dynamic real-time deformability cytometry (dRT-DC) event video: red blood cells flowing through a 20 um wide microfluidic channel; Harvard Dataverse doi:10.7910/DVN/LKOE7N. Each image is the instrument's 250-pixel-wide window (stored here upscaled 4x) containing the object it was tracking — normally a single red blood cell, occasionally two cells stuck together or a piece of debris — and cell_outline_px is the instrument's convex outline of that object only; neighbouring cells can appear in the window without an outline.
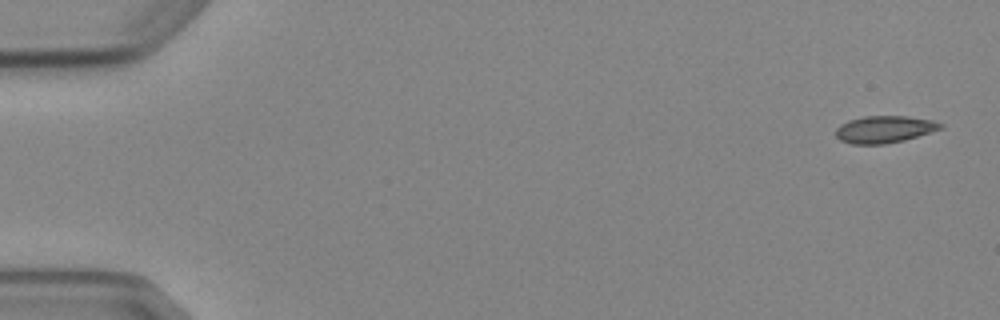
{"species": "Egyptian fruit bat (a non-hibernating species)", "species_latin": "Rousettus aegyptiacus", "temperature_condition": "cold", "stored_images_in_passage": 4, "camera_frame_rate_fps": 3000, "um_per_image_px": 0.085, "animal": {"sex": "female"}, "frame": {"image": 1, "passage_image": 1, "time_ms": 0.0, "image_size_px": [1000, 320], "cell_outline_px": [[944, 128], [904, 140], [884, 144], [852, 144], [840, 140], [836, 136], [836, 128], [840, 124], [848, 120], [864, 116], [908, 116], [932, 120], [944, 124]], "centroid_in_image_um": [75.18, 10.99], "position_along_channel_um": 9.8, "area_um2": 16.59}}
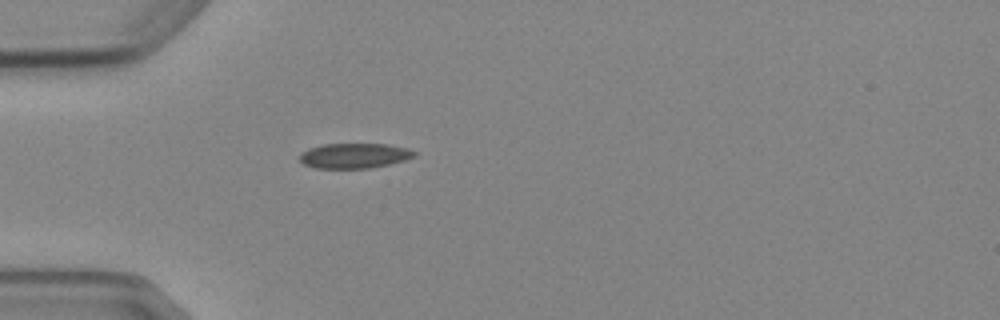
{"frame": {"image": 2, "passage_image": 4, "time_ms": 4.667, "image_size_px": [1000, 320], "cell_outline_px": [[416, 156], [404, 160], [372, 168], [316, 168], [304, 164], [300, 160], [300, 156], [308, 148], [324, 144], [388, 144], [408, 148], [416, 152]], "centroid_in_image_um": [30.15, 13.23], "position_along_channel_um": 54.9, "area_um2": 16.65}}